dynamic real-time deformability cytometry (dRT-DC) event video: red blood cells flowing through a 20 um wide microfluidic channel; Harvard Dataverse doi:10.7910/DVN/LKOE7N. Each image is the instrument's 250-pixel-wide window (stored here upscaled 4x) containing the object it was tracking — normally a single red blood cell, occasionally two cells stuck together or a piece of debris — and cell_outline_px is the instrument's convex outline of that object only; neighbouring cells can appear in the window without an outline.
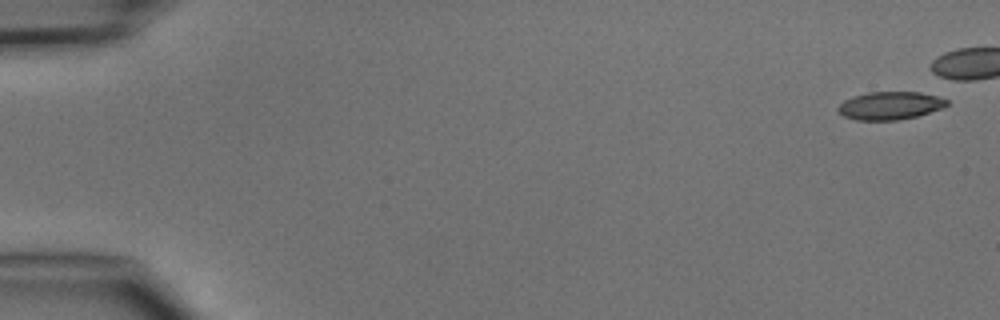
{"species": "common noctule bat (a hibernating species)", "species_latin": "Nyctalus noctula", "temperature_condition": "cold", "stored_images_in_passage": 8, "camera_frame_rate_fps": 3000, "um_per_image_px": 0.085, "animal": {"sex": "male", "body_mass_g": 15.6}, "frame": {"image": 1, "passage_image": 1, "time_ms": 0.0, "image_size_px": [1000, 320], "cell_outline_px": [[948, 104], [940, 108], [916, 116], [896, 120], [856, 120], [844, 116], [836, 108], [844, 100], [852, 96], [868, 92], [920, 92], [936, 96], [948, 100]], "centroid_in_image_um": [75.61, 8.97], "position_along_channel_um": 9.4, "area_um2": 17.51}}
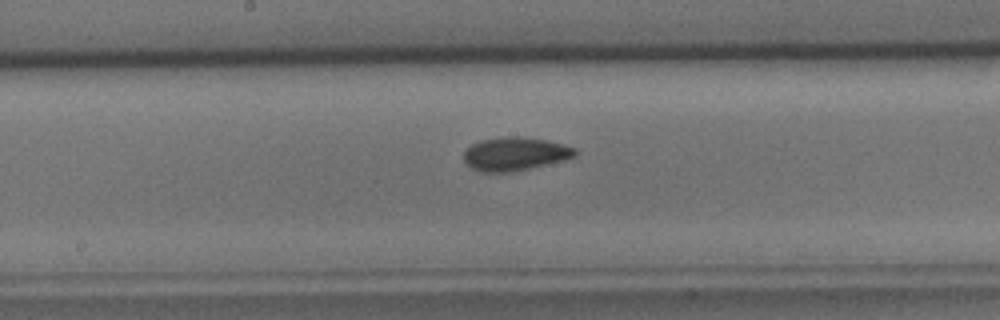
{"frame": {"image": 2, "passage_image": 8, "time_ms": 9.333, "image_size_px": [1000, 320], "cell_outline_px": [[576, 156], [564, 160], [512, 172], [480, 172], [472, 168], [464, 160], [464, 152], [472, 144], [480, 140], [512, 136], [516, 136], [544, 140], [564, 144], [576, 148]], "centroid_in_image_um": [43.78, 13.09], "position_along_channel_um": 204.4, "area_um2": 21.44}}